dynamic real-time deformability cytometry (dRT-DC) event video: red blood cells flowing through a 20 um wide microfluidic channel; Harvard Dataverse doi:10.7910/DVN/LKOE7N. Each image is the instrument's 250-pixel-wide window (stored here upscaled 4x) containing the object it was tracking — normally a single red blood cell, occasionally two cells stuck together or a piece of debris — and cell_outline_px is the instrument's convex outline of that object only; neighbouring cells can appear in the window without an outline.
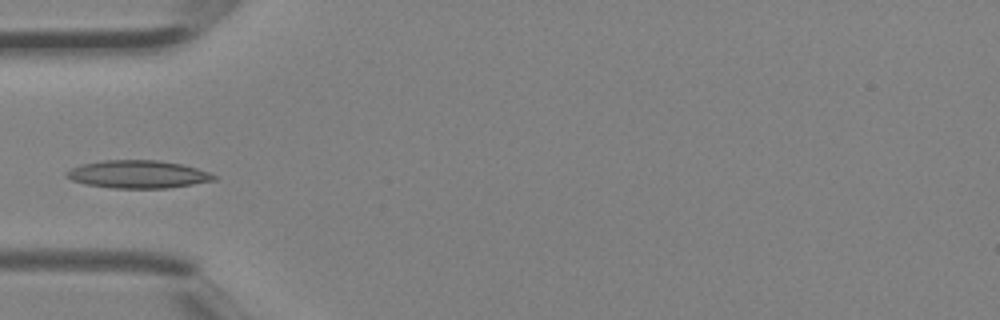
{"species": "Egyptian fruit bat (a non-hibernating species)", "species_latin": "Rousettus aegyptiacus", "temperature_condition": "room temperature", "stored_images_in_passage": 5, "camera_frame_rate_fps": 3000, "um_per_image_px": 0.085, "animal": {"sex": "female"}, "frame": {"image": 1, "passage_image": 5, "time_ms": 1.333, "image_size_px": [1000, 320], "cell_outline_px": [[216, 180], [168, 188], [112, 188], [84, 184], [72, 180], [64, 176], [64, 172], [80, 164], [104, 160], [160, 160], [184, 164], [208, 172], [216, 176]], "centroid_in_image_um": [11.69, 14.81], "position_along_channel_um": 73.3, "area_um2": 24.04}}